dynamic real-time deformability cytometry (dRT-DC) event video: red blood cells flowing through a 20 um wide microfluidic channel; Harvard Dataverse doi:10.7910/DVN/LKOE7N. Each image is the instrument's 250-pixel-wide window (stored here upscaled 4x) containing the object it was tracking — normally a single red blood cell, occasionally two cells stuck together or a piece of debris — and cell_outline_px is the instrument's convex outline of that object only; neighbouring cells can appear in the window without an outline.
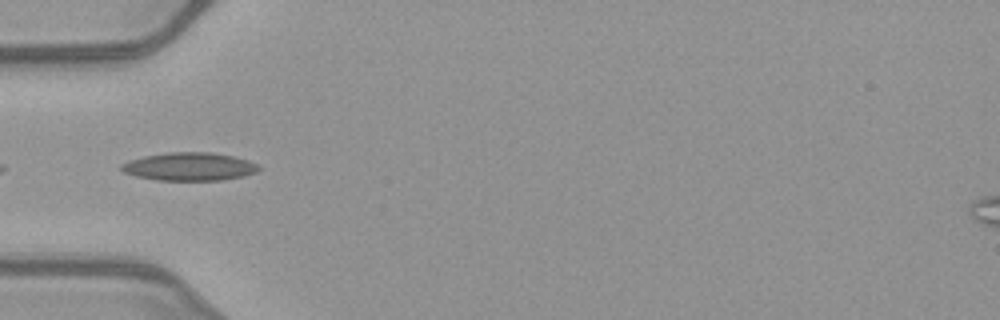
{"species": "common noctule bat (a hibernating species)", "species_latin": "Nyctalus noctula", "temperature_condition": "warm", "stored_images_in_passage": 20, "camera_frame_rate_fps": 3000, "um_per_image_px": 0.085, "animal": {"sex": "female", "body_mass_g": 21.9}, "frame": {"image": 1, "passage_image": 1, "time_ms": 0.0, "image_size_px": [1000, 320], "cell_outline_px": [[260, 168], [256, 172], [244, 176], [224, 180], [156, 180], [136, 176], [124, 172], [120, 168], [120, 164], [128, 160], [144, 156], [168, 152], [212, 152], [232, 156], [248, 160], [256, 164]], "centroid_in_image_um": [16.08, 14.16], "position_along_channel_um": 68.9, "area_um2": 22.54}}
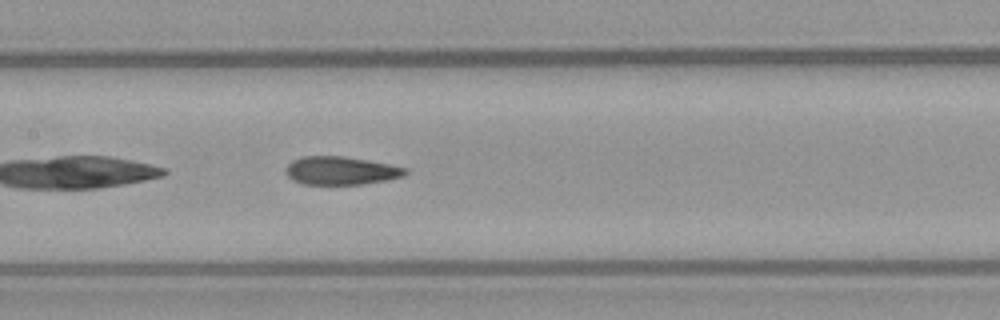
{"frame": {"image": 2, "passage_image": 9, "time_ms": 2.667, "image_size_px": [1000, 320], "cell_outline_px": [[408, 172], [404, 176], [388, 180], [360, 184], [304, 184], [292, 180], [284, 172], [284, 168], [292, 160], [300, 156], [344, 156], [368, 160], [408, 168]], "centroid_in_image_um": [28.95, 14.5], "position_along_channel_um": 178.4, "area_um2": 19.83}}
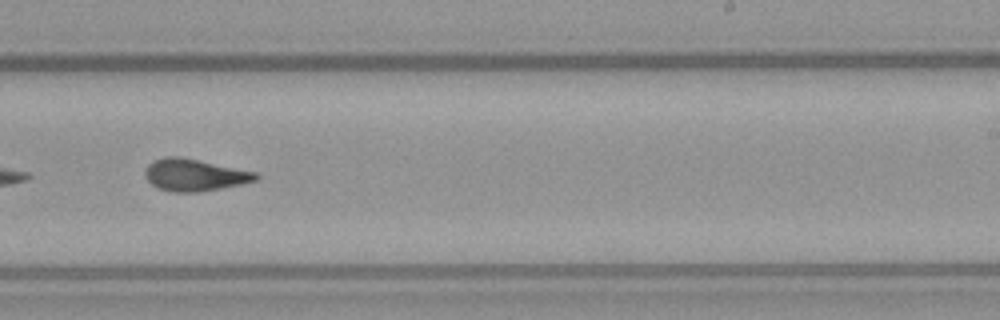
{"frame": {"image": 3, "passage_image": 16, "time_ms": 5.0, "image_size_px": [1000, 320], "cell_outline_px": [[260, 176], [256, 180], [240, 184], [220, 188], [196, 192], [172, 192], [160, 188], [152, 184], [148, 180], [144, 172], [144, 168], [148, 164], [164, 156], [180, 156], [256, 172]], "centroid_in_image_um": [16.51, 14.86], "position_along_channel_um": 272.5, "area_um2": 20.46}}